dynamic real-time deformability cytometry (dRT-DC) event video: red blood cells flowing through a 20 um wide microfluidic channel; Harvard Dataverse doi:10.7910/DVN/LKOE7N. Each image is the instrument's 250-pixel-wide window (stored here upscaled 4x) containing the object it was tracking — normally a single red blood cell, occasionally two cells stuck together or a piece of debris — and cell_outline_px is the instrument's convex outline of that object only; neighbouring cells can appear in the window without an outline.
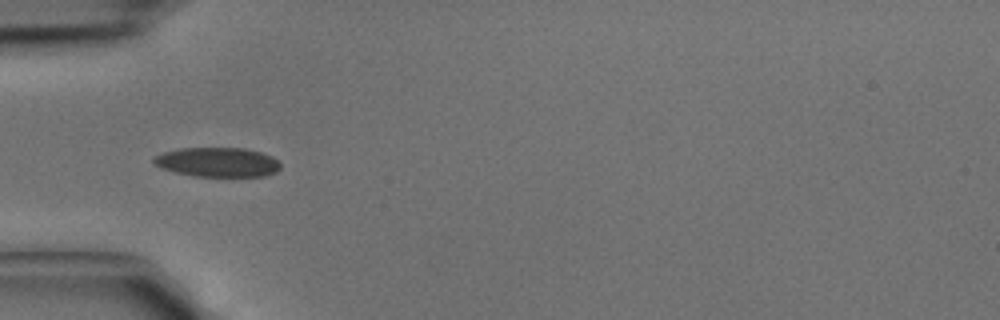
{"species": "common noctule bat (a hibernating species)", "species_latin": "Nyctalus noctula", "temperature_condition": "cold", "stored_images_in_passage": 32, "camera_frame_rate_fps": 3000, "um_per_image_px": 0.085, "animal": {"sex": "male", "body_mass_g": 15.6}, "frame": {"image": 1, "passage_image": 13, "time_ms": 4.0, "image_size_px": [1000, 320], "cell_outline_px": [[280, 168], [276, 172], [264, 176], [192, 176], [176, 172], [164, 168], [156, 164], [152, 160], [156, 156], [164, 152], [180, 148], [244, 148], [260, 152], [272, 156], [280, 164]], "centroid_in_image_um": [18.52, 13.78], "position_along_channel_um": 66.5, "area_um2": 21.5}}